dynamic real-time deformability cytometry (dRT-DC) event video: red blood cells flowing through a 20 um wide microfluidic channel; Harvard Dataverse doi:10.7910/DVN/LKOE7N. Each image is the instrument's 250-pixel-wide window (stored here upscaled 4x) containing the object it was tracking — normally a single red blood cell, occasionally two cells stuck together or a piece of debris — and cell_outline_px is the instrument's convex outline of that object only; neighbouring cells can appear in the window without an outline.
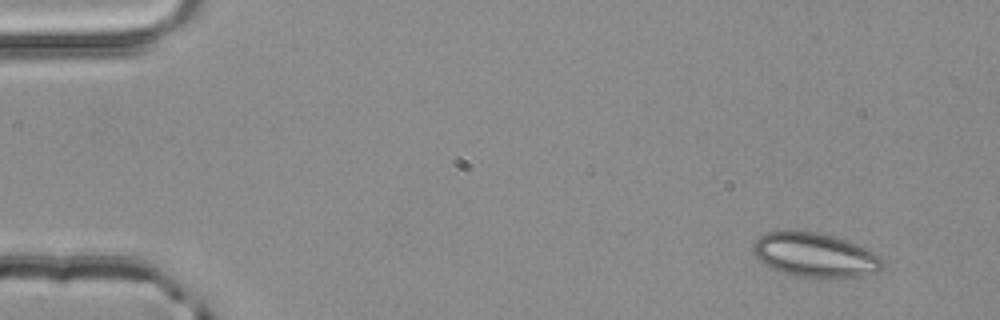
{"species": "common noctule bat (a hibernating species)", "species_latin": "Nyctalus noctula", "temperature_condition": "room temperature", "stored_images_in_passage": 3, "camera_frame_rate_fps": 3000, "um_per_image_px": 0.085, "animal": {"sex": "male", "body_mass_g": 20.4}, "frame": {"image": 1, "passage_image": 1, "time_ms": 0.0, "image_size_px": [1000, 320], "cell_outline_px": [[884, 268], [876, 272], [860, 276], [800, 276], [784, 272], [772, 268], [764, 264], [752, 252], [752, 244], [760, 236], [768, 232], [788, 228], [792, 228], [816, 232], [848, 240], [880, 256], [884, 260]], "centroid_in_image_um": [69.24, 21.62], "position_along_channel_um": 15.8, "area_um2": 33.29}}